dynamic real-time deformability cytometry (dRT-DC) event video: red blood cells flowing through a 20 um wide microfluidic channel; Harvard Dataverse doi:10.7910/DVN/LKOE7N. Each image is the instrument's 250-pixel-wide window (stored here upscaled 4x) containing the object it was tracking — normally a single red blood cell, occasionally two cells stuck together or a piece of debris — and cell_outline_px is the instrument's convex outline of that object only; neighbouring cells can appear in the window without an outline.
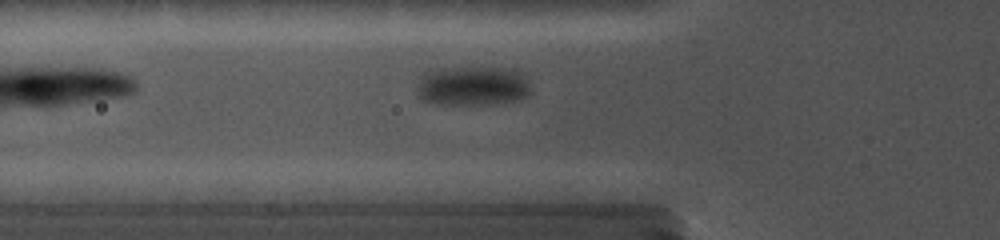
{"species": "common noctule bat (a hibernating species)", "species_latin": "Nyctalus noctula", "temperature_condition": "cold", "stored_images_in_passage": 30, "camera_frame_rate_fps": 5000, "um_per_image_px": 0.085, "animal": {"sex": "female", "body_mass_g": 19.0, "forearm_length_mm": 56.7}, "frame": {"image": 1, "passage_image": 5, "time_ms": 1.8, "image_size_px": [1000, 240], "cell_outline_px": [[532, 92], [528, 96], [516, 100], [496, 104], [436, 104], [424, 100], [420, 96], [416, 88], [420, 80], [428, 72], [440, 68], [516, 68], [528, 84]], "centroid_in_image_um": [40.21, 7.31], "position_along_channel_um": 85.6, "area_um2": 26.01}}
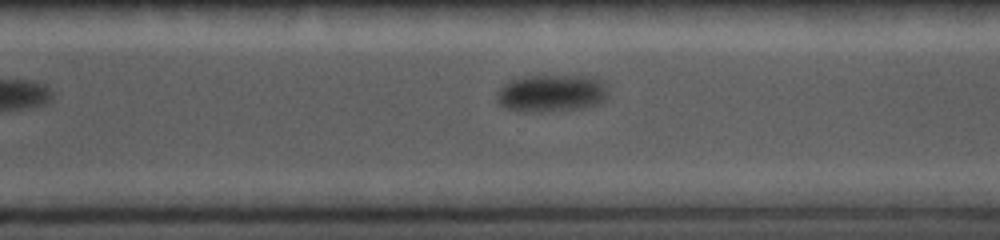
{"frame": {"image": 2, "passage_image": 20, "time_ms": 8.8, "image_size_px": [1000, 240], "cell_outline_px": [[608, 96], [600, 104], [584, 108], [540, 112], [520, 112], [508, 108], [500, 104], [496, 100], [496, 92], [504, 84], [512, 80], [524, 76], [592, 76], [604, 80], [608, 88]], "centroid_in_image_um": [46.92, 7.93], "position_along_channel_um": 323.7, "area_um2": 24.68}}
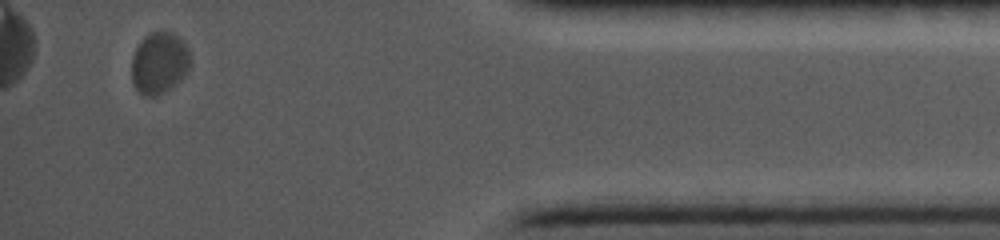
{"frame": {"image": 3, "passage_image": 28, "time_ms": 12.6, "image_size_px": [1000, 240], "cell_outline_px": [[192, 60], [188, 72], [176, 84], [164, 92], [156, 96], [148, 96], [140, 92], [132, 84], [132, 56], [136, 48], [144, 36], [160, 28], [172, 32], [188, 48]], "centroid_in_image_um": [13.55, 5.32], "position_along_channel_um": 421.6, "area_um2": 21.39}}